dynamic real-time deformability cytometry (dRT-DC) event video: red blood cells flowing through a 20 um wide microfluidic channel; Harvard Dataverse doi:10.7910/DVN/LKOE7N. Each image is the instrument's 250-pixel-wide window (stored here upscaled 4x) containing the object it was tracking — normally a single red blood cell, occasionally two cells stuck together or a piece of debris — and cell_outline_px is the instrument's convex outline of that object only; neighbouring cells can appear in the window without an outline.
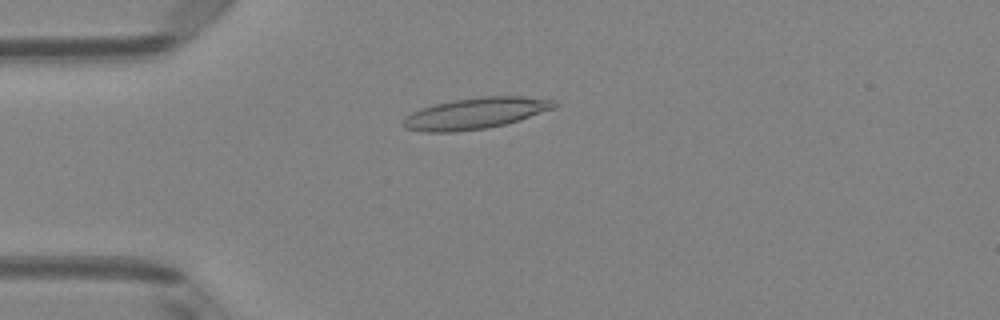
{"species": "Egyptian fruit bat (a non-hibernating species)", "species_latin": "Rousettus aegyptiacus", "temperature_condition": "room temperature", "stored_images_in_passage": 5, "camera_frame_rate_fps": 3000, "um_per_image_px": 0.085, "animal": {"sex": "female"}, "frame": {"image": 1, "passage_image": 1, "time_ms": 0.0, "image_size_px": [1000, 320], "cell_outline_px": [[560, 104], [556, 108], [520, 120], [488, 128], [456, 132], [424, 132], [404, 128], [404, 120], [412, 112], [420, 108], [436, 104], [456, 100], [480, 96], [520, 96], [552, 100]], "centroid_in_image_um": [40.46, 9.64], "position_along_channel_um": 44.5, "area_um2": 27.4}}
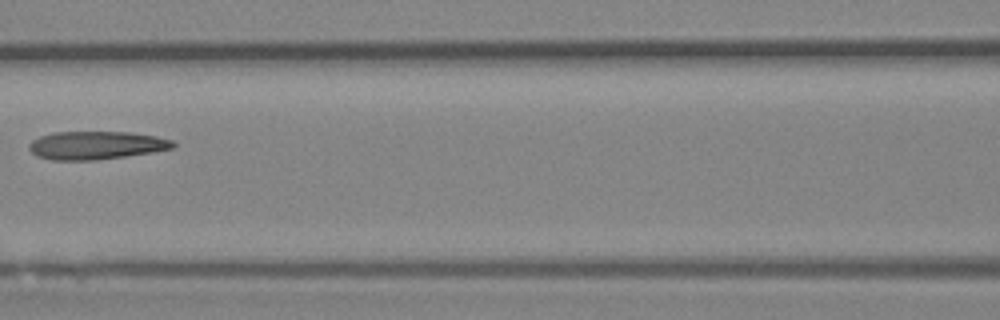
{"frame": {"image": 2, "passage_image": 4, "time_ms": 1.0, "image_size_px": [1000, 320], "cell_outline_px": [[176, 144], [172, 148], [152, 152], [96, 160], [52, 160], [36, 156], [28, 148], [28, 144], [32, 140], [40, 136], [56, 132], [128, 132], [156, 136], [172, 140]], "centroid_in_image_um": [8.14, 12.35], "position_along_channel_um": 158.5, "area_um2": 23.52}}
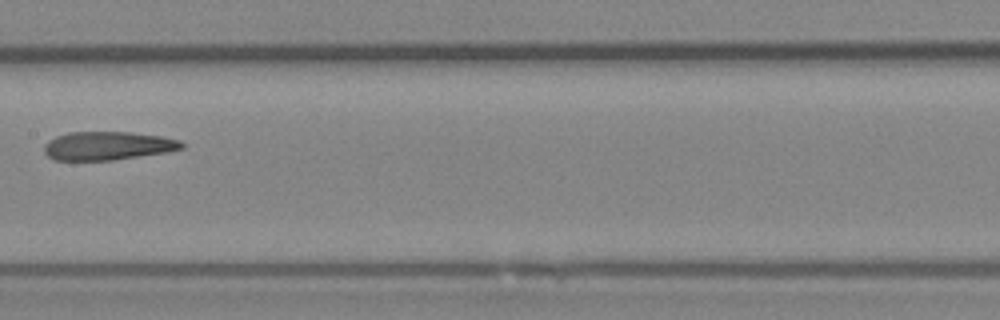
{"frame": {"image": 3, "passage_image": 5, "time_ms": 1.333, "image_size_px": [1000, 320], "cell_outline_px": [[184, 148], [168, 152], [112, 160], [56, 160], [48, 156], [44, 152], [44, 144], [48, 140], [56, 136], [68, 132], [132, 132], [160, 136], [180, 140], [184, 144]], "centroid_in_image_um": [9.16, 12.39], "position_along_channel_um": 198.2, "area_um2": 22.89}}